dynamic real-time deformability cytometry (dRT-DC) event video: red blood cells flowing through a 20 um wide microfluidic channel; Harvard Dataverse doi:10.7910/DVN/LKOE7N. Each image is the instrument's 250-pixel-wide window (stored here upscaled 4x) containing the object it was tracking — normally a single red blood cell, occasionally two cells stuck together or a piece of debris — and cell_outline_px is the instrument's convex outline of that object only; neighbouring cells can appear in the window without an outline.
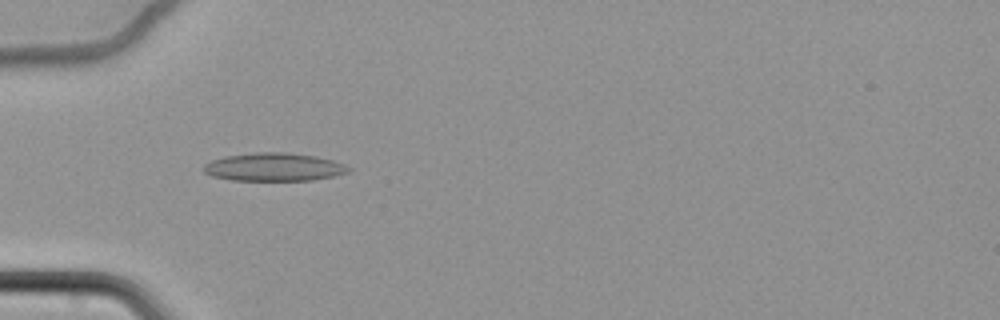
{"species": "common noctule bat (a hibernating species)", "species_latin": "Nyctalus noctula", "temperature_condition": "cold", "stored_images_in_passage": 59, "camera_frame_rate_fps": 3000, "um_per_image_px": 0.085, "animal": {"sex": "female", "body_mass_g": 22.7, "forearm_length_mm": 54.2}, "frame": {"image": 1, "passage_image": 18, "time_ms": 5.667, "image_size_px": [1000, 320], "cell_outline_px": [[352, 168], [348, 172], [332, 176], [312, 180], [232, 180], [212, 176], [204, 172], [204, 164], [212, 160], [224, 156], [252, 152], [284, 152], [316, 156], [332, 160], [344, 164]], "centroid_in_image_um": [23.27, 14.19], "position_along_channel_um": 61.7, "area_um2": 23.7}}
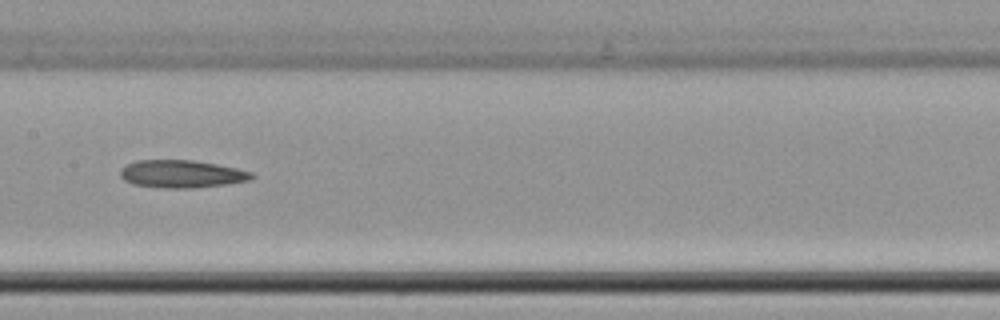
{"frame": {"image": 2, "passage_image": 30, "time_ms": 9.667, "image_size_px": [1000, 320], "cell_outline_px": [[256, 176], [248, 180], [224, 184], [196, 188], [164, 188], [132, 184], [124, 180], [120, 176], [120, 168], [136, 160], [192, 160], [216, 164], [236, 168], [252, 172]], "centroid_in_image_um": [15.41, 14.78], "position_along_channel_um": 192.0, "area_um2": 21.15}}
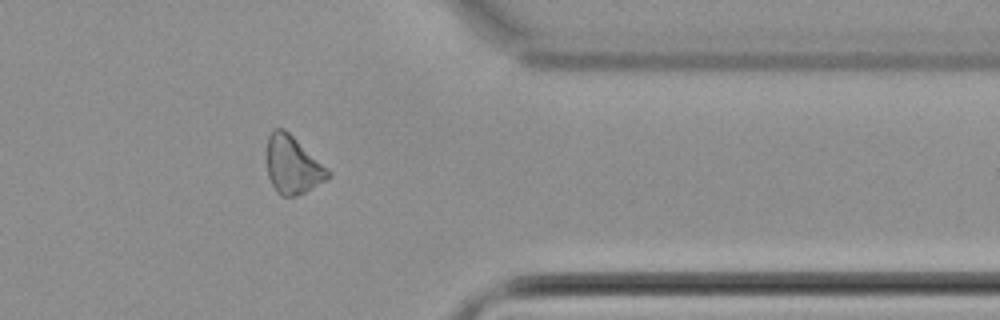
{"frame": {"image": 3, "passage_image": 48, "time_ms": 15.667, "image_size_px": [1000, 320], "cell_outline_px": [[332, 172], [324, 180], [304, 192], [296, 196], [280, 196], [272, 184], [268, 176], [268, 136], [272, 128], [284, 128], [328, 168]], "centroid_in_image_um": [24.87, 14.01], "position_along_channel_um": 386.5, "area_um2": 20.23}}